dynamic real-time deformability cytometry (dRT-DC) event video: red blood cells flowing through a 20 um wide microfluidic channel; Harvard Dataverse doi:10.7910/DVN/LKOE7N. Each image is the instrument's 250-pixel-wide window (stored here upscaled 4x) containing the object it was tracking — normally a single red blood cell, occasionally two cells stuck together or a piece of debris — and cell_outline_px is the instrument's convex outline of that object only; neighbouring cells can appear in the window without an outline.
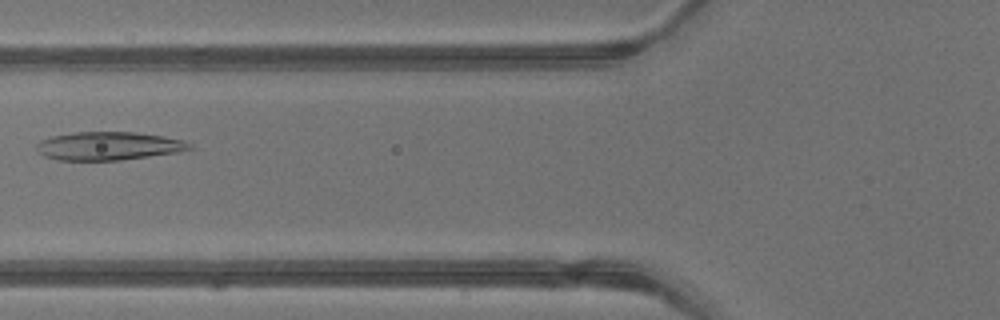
{"species": "common noctule bat (a hibernating species)", "species_latin": "Nyctalus noctula", "temperature_condition": "warm", "stored_images_in_passage": 42, "camera_frame_rate_fps": 3000, "um_per_image_px": 0.085, "animal": {"sex": "male", "body_mass_g": 13.3}, "frame": {"image": 1, "passage_image": 17, "time_ms": 5.333, "image_size_px": [1000, 320], "cell_outline_px": [[196, 148], [176, 152], [120, 160], [60, 160], [44, 156], [36, 148], [36, 144], [40, 140], [52, 136], [72, 132], [136, 132], [184, 140], [192, 144]], "centroid_in_image_um": [9.23, 12.4], "position_along_channel_um": 116.6, "area_um2": 25.14}}
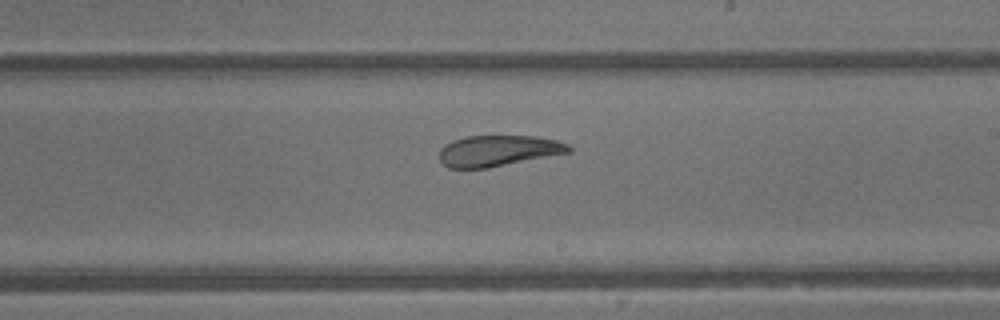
{"frame": {"image": 2, "passage_image": 25, "time_ms": 8.0, "image_size_px": [1000, 320], "cell_outline_px": [[572, 152], [488, 168], [448, 168], [440, 160], [440, 148], [444, 144], [452, 140], [464, 136], [536, 136], [556, 140], [568, 144], [572, 148]], "centroid_in_image_um": [42.35, 12.81], "position_along_channel_um": 246.7, "area_um2": 23.52}}
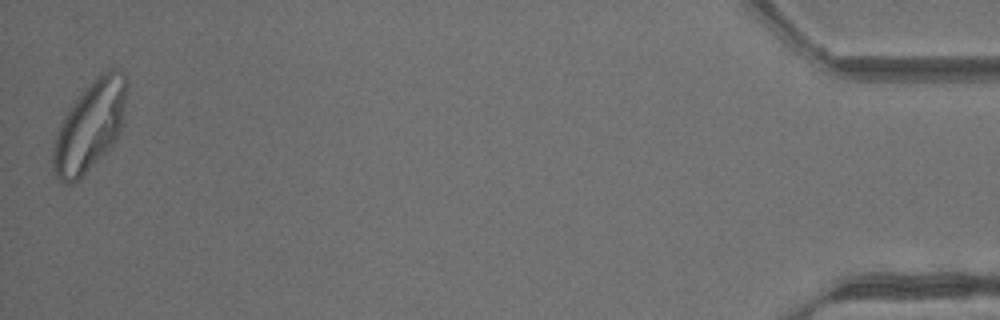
{"frame": {"image": 3, "passage_image": 42, "time_ms": 13.667, "image_size_px": [1000, 320], "cell_outline_px": [[128, 88], [124, 120], [112, 144], [84, 176], [80, 180], [72, 184], [60, 184], [52, 168], [52, 156], [56, 136], [60, 124], [68, 108], [84, 88], [96, 76], [112, 68], [124, 72], [128, 84]], "centroid_in_image_um": [7.64, 10.72], "position_along_channel_um": 427.6, "area_um2": 38.84}}